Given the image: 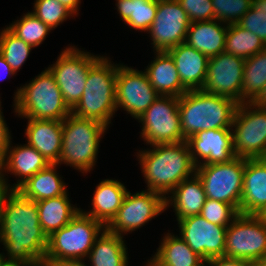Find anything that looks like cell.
<instances>
[{"label":"cell","instance_id":"603a6c76","mask_svg":"<svg viewBox=\"0 0 266 266\" xmlns=\"http://www.w3.org/2000/svg\"><path fill=\"white\" fill-rule=\"evenodd\" d=\"M154 53V60L143 70L150 84L159 95L181 97L188 90L182 85L173 58L167 51Z\"/></svg>","mask_w":266,"mask_h":266},{"label":"cell","instance_id":"c3c4849f","mask_svg":"<svg viewBox=\"0 0 266 266\" xmlns=\"http://www.w3.org/2000/svg\"><path fill=\"white\" fill-rule=\"evenodd\" d=\"M8 190L9 189L7 188V186L3 182L0 181V219H1L2 203Z\"/></svg>","mask_w":266,"mask_h":266},{"label":"cell","instance_id":"3957f363","mask_svg":"<svg viewBox=\"0 0 266 266\" xmlns=\"http://www.w3.org/2000/svg\"><path fill=\"white\" fill-rule=\"evenodd\" d=\"M238 103L224 96L188 90L179 97L181 130L185 140L200 131L231 129Z\"/></svg>","mask_w":266,"mask_h":266},{"label":"cell","instance_id":"4316f807","mask_svg":"<svg viewBox=\"0 0 266 266\" xmlns=\"http://www.w3.org/2000/svg\"><path fill=\"white\" fill-rule=\"evenodd\" d=\"M164 234L158 249L145 266H199L204 262L180 236L170 232Z\"/></svg>","mask_w":266,"mask_h":266},{"label":"cell","instance_id":"4dcf8cb0","mask_svg":"<svg viewBox=\"0 0 266 266\" xmlns=\"http://www.w3.org/2000/svg\"><path fill=\"white\" fill-rule=\"evenodd\" d=\"M115 5L124 24L147 32L156 16L158 0H116Z\"/></svg>","mask_w":266,"mask_h":266},{"label":"cell","instance_id":"7bdbcfd3","mask_svg":"<svg viewBox=\"0 0 266 266\" xmlns=\"http://www.w3.org/2000/svg\"><path fill=\"white\" fill-rule=\"evenodd\" d=\"M16 73L10 67V65L5 61L4 57L0 54V81L4 80L7 76L8 78L15 76ZM3 76H5L3 78Z\"/></svg>","mask_w":266,"mask_h":266},{"label":"cell","instance_id":"cb8c5ba5","mask_svg":"<svg viewBox=\"0 0 266 266\" xmlns=\"http://www.w3.org/2000/svg\"><path fill=\"white\" fill-rule=\"evenodd\" d=\"M206 199L203 183L195 173L192 177L183 180L168 194L165 198V205L166 209L174 207L173 212L178 221L188 216L200 215Z\"/></svg>","mask_w":266,"mask_h":266},{"label":"cell","instance_id":"11a10c76","mask_svg":"<svg viewBox=\"0 0 266 266\" xmlns=\"http://www.w3.org/2000/svg\"><path fill=\"white\" fill-rule=\"evenodd\" d=\"M266 165V156L259 158Z\"/></svg>","mask_w":266,"mask_h":266},{"label":"cell","instance_id":"ac0fdd59","mask_svg":"<svg viewBox=\"0 0 266 266\" xmlns=\"http://www.w3.org/2000/svg\"><path fill=\"white\" fill-rule=\"evenodd\" d=\"M194 165L230 162L235 158L231 129L200 131L186 140ZM202 159V160H201Z\"/></svg>","mask_w":266,"mask_h":266},{"label":"cell","instance_id":"4fadbf2b","mask_svg":"<svg viewBox=\"0 0 266 266\" xmlns=\"http://www.w3.org/2000/svg\"><path fill=\"white\" fill-rule=\"evenodd\" d=\"M164 211L166 205L162 194L147 189L135 194L128 191L116 215L106 225V230L124 237L145 226Z\"/></svg>","mask_w":266,"mask_h":266},{"label":"cell","instance_id":"6f0895ef","mask_svg":"<svg viewBox=\"0 0 266 266\" xmlns=\"http://www.w3.org/2000/svg\"><path fill=\"white\" fill-rule=\"evenodd\" d=\"M1 103H2V102H1V99H0V112H2V109H1V108H2V107H1Z\"/></svg>","mask_w":266,"mask_h":266},{"label":"cell","instance_id":"8d00e7d4","mask_svg":"<svg viewBox=\"0 0 266 266\" xmlns=\"http://www.w3.org/2000/svg\"><path fill=\"white\" fill-rule=\"evenodd\" d=\"M214 19L224 24H237L252 7L253 0H211Z\"/></svg>","mask_w":266,"mask_h":266},{"label":"cell","instance_id":"7dc6e473","mask_svg":"<svg viewBox=\"0 0 266 266\" xmlns=\"http://www.w3.org/2000/svg\"><path fill=\"white\" fill-rule=\"evenodd\" d=\"M253 103L258 106L266 107V83L262 93Z\"/></svg>","mask_w":266,"mask_h":266},{"label":"cell","instance_id":"681fc988","mask_svg":"<svg viewBox=\"0 0 266 266\" xmlns=\"http://www.w3.org/2000/svg\"><path fill=\"white\" fill-rule=\"evenodd\" d=\"M253 6L259 10L266 13V0H253Z\"/></svg>","mask_w":266,"mask_h":266},{"label":"cell","instance_id":"30bf717a","mask_svg":"<svg viewBox=\"0 0 266 266\" xmlns=\"http://www.w3.org/2000/svg\"><path fill=\"white\" fill-rule=\"evenodd\" d=\"M137 120L142 125L140 136L148 146L186 141L181 130L179 97L160 95Z\"/></svg>","mask_w":266,"mask_h":266},{"label":"cell","instance_id":"816d5d0a","mask_svg":"<svg viewBox=\"0 0 266 266\" xmlns=\"http://www.w3.org/2000/svg\"><path fill=\"white\" fill-rule=\"evenodd\" d=\"M259 216L266 223V208L259 214Z\"/></svg>","mask_w":266,"mask_h":266},{"label":"cell","instance_id":"8992f818","mask_svg":"<svg viewBox=\"0 0 266 266\" xmlns=\"http://www.w3.org/2000/svg\"><path fill=\"white\" fill-rule=\"evenodd\" d=\"M14 112L18 117L63 121L71 109L48 68L14 94Z\"/></svg>","mask_w":266,"mask_h":266},{"label":"cell","instance_id":"e0dca14e","mask_svg":"<svg viewBox=\"0 0 266 266\" xmlns=\"http://www.w3.org/2000/svg\"><path fill=\"white\" fill-rule=\"evenodd\" d=\"M244 62L245 59L226 52L210 57L202 90L241 104Z\"/></svg>","mask_w":266,"mask_h":266},{"label":"cell","instance_id":"f5cc1de1","mask_svg":"<svg viewBox=\"0 0 266 266\" xmlns=\"http://www.w3.org/2000/svg\"><path fill=\"white\" fill-rule=\"evenodd\" d=\"M199 266H211V263L209 261H204Z\"/></svg>","mask_w":266,"mask_h":266},{"label":"cell","instance_id":"60d3db41","mask_svg":"<svg viewBox=\"0 0 266 266\" xmlns=\"http://www.w3.org/2000/svg\"><path fill=\"white\" fill-rule=\"evenodd\" d=\"M3 116V112H0V166L2 165L6 151L11 142V133Z\"/></svg>","mask_w":266,"mask_h":266},{"label":"cell","instance_id":"7a4b0ae2","mask_svg":"<svg viewBox=\"0 0 266 266\" xmlns=\"http://www.w3.org/2000/svg\"><path fill=\"white\" fill-rule=\"evenodd\" d=\"M150 148L137 152L141 173L147 190L158 192L166 198L183 180L196 173V166L186 141L150 145Z\"/></svg>","mask_w":266,"mask_h":266},{"label":"cell","instance_id":"2e32d148","mask_svg":"<svg viewBox=\"0 0 266 266\" xmlns=\"http://www.w3.org/2000/svg\"><path fill=\"white\" fill-rule=\"evenodd\" d=\"M179 236L204 261L224 256L227 226L216 225L201 215L177 221Z\"/></svg>","mask_w":266,"mask_h":266},{"label":"cell","instance_id":"ffe728a7","mask_svg":"<svg viewBox=\"0 0 266 266\" xmlns=\"http://www.w3.org/2000/svg\"><path fill=\"white\" fill-rule=\"evenodd\" d=\"M27 144L34 147L50 164H57L62 147L63 121L27 119Z\"/></svg>","mask_w":266,"mask_h":266},{"label":"cell","instance_id":"f907efd6","mask_svg":"<svg viewBox=\"0 0 266 266\" xmlns=\"http://www.w3.org/2000/svg\"><path fill=\"white\" fill-rule=\"evenodd\" d=\"M255 265L256 266H266V255L263 256Z\"/></svg>","mask_w":266,"mask_h":266},{"label":"cell","instance_id":"f1b7e54d","mask_svg":"<svg viewBox=\"0 0 266 266\" xmlns=\"http://www.w3.org/2000/svg\"><path fill=\"white\" fill-rule=\"evenodd\" d=\"M39 223L43 232L49 237L54 231L66 226L70 220L81 211V208L71 204L69 193L36 202Z\"/></svg>","mask_w":266,"mask_h":266},{"label":"cell","instance_id":"836d02e7","mask_svg":"<svg viewBox=\"0 0 266 266\" xmlns=\"http://www.w3.org/2000/svg\"><path fill=\"white\" fill-rule=\"evenodd\" d=\"M14 35L32 46L38 47L52 30L31 12H26L22 17L6 26Z\"/></svg>","mask_w":266,"mask_h":266},{"label":"cell","instance_id":"d6986e66","mask_svg":"<svg viewBox=\"0 0 266 266\" xmlns=\"http://www.w3.org/2000/svg\"><path fill=\"white\" fill-rule=\"evenodd\" d=\"M16 145L13 146L12 141L10 142L4 161L0 166V181L9 190H17L29 178L50 164L41 153L27 143ZM6 173H11V175L16 176V179L18 177L17 183L9 184Z\"/></svg>","mask_w":266,"mask_h":266},{"label":"cell","instance_id":"e575fe53","mask_svg":"<svg viewBox=\"0 0 266 266\" xmlns=\"http://www.w3.org/2000/svg\"><path fill=\"white\" fill-rule=\"evenodd\" d=\"M33 47L14 35L7 27L0 32V54L17 73L27 61Z\"/></svg>","mask_w":266,"mask_h":266},{"label":"cell","instance_id":"1f68e13d","mask_svg":"<svg viewBox=\"0 0 266 266\" xmlns=\"http://www.w3.org/2000/svg\"><path fill=\"white\" fill-rule=\"evenodd\" d=\"M266 83V49L245 59L241 103H253Z\"/></svg>","mask_w":266,"mask_h":266},{"label":"cell","instance_id":"5bb4252c","mask_svg":"<svg viewBox=\"0 0 266 266\" xmlns=\"http://www.w3.org/2000/svg\"><path fill=\"white\" fill-rule=\"evenodd\" d=\"M160 95L144 71L120 64L116 75V108L138 119Z\"/></svg>","mask_w":266,"mask_h":266},{"label":"cell","instance_id":"8fae6325","mask_svg":"<svg viewBox=\"0 0 266 266\" xmlns=\"http://www.w3.org/2000/svg\"><path fill=\"white\" fill-rule=\"evenodd\" d=\"M245 163L246 158L236 156L230 162L197 166L206 197L228 203L239 212Z\"/></svg>","mask_w":266,"mask_h":266},{"label":"cell","instance_id":"44dd1931","mask_svg":"<svg viewBox=\"0 0 266 266\" xmlns=\"http://www.w3.org/2000/svg\"><path fill=\"white\" fill-rule=\"evenodd\" d=\"M266 208V165L259 159H247L239 213L259 215Z\"/></svg>","mask_w":266,"mask_h":266},{"label":"cell","instance_id":"9c48e42d","mask_svg":"<svg viewBox=\"0 0 266 266\" xmlns=\"http://www.w3.org/2000/svg\"><path fill=\"white\" fill-rule=\"evenodd\" d=\"M64 48L56 62L47 68L53 74L65 103L72 109L83 95L90 67L101 55L81 51L75 45Z\"/></svg>","mask_w":266,"mask_h":266},{"label":"cell","instance_id":"db71d44e","mask_svg":"<svg viewBox=\"0 0 266 266\" xmlns=\"http://www.w3.org/2000/svg\"><path fill=\"white\" fill-rule=\"evenodd\" d=\"M3 260H4V257H3V252H2V253H0V266H1L2 262H3Z\"/></svg>","mask_w":266,"mask_h":266},{"label":"cell","instance_id":"b9f144b4","mask_svg":"<svg viewBox=\"0 0 266 266\" xmlns=\"http://www.w3.org/2000/svg\"><path fill=\"white\" fill-rule=\"evenodd\" d=\"M211 266H256L251 260L233 259L228 257H218L210 259Z\"/></svg>","mask_w":266,"mask_h":266},{"label":"cell","instance_id":"5b68a950","mask_svg":"<svg viewBox=\"0 0 266 266\" xmlns=\"http://www.w3.org/2000/svg\"><path fill=\"white\" fill-rule=\"evenodd\" d=\"M109 127L102 122L70 113L63 120L62 147L57 164L73 167L87 174L93 170L101 139Z\"/></svg>","mask_w":266,"mask_h":266},{"label":"cell","instance_id":"9a60e30c","mask_svg":"<svg viewBox=\"0 0 266 266\" xmlns=\"http://www.w3.org/2000/svg\"><path fill=\"white\" fill-rule=\"evenodd\" d=\"M190 20L177 0H158L152 25L146 33L153 51H168L186 41Z\"/></svg>","mask_w":266,"mask_h":266},{"label":"cell","instance_id":"ab89813d","mask_svg":"<svg viewBox=\"0 0 266 266\" xmlns=\"http://www.w3.org/2000/svg\"><path fill=\"white\" fill-rule=\"evenodd\" d=\"M237 24L256 34L266 44V13L257 10L252 5Z\"/></svg>","mask_w":266,"mask_h":266},{"label":"cell","instance_id":"484cf974","mask_svg":"<svg viewBox=\"0 0 266 266\" xmlns=\"http://www.w3.org/2000/svg\"><path fill=\"white\" fill-rule=\"evenodd\" d=\"M227 30L228 25L216 19L191 22L185 42L210 58L224 52Z\"/></svg>","mask_w":266,"mask_h":266},{"label":"cell","instance_id":"d6a6232c","mask_svg":"<svg viewBox=\"0 0 266 266\" xmlns=\"http://www.w3.org/2000/svg\"><path fill=\"white\" fill-rule=\"evenodd\" d=\"M266 49V44L254 33L238 24L228 25L224 52L247 59Z\"/></svg>","mask_w":266,"mask_h":266},{"label":"cell","instance_id":"7c38bea8","mask_svg":"<svg viewBox=\"0 0 266 266\" xmlns=\"http://www.w3.org/2000/svg\"><path fill=\"white\" fill-rule=\"evenodd\" d=\"M266 255V223L259 215L239 213L227 227L224 257L251 260Z\"/></svg>","mask_w":266,"mask_h":266},{"label":"cell","instance_id":"f35d334b","mask_svg":"<svg viewBox=\"0 0 266 266\" xmlns=\"http://www.w3.org/2000/svg\"><path fill=\"white\" fill-rule=\"evenodd\" d=\"M187 13L190 22L214 20L211 0H177Z\"/></svg>","mask_w":266,"mask_h":266},{"label":"cell","instance_id":"52a82bcc","mask_svg":"<svg viewBox=\"0 0 266 266\" xmlns=\"http://www.w3.org/2000/svg\"><path fill=\"white\" fill-rule=\"evenodd\" d=\"M105 229L102 222L80 211L66 226L48 237L44 263L52 265L67 260H86L94 242Z\"/></svg>","mask_w":266,"mask_h":266},{"label":"cell","instance_id":"bcb514c9","mask_svg":"<svg viewBox=\"0 0 266 266\" xmlns=\"http://www.w3.org/2000/svg\"><path fill=\"white\" fill-rule=\"evenodd\" d=\"M1 266H32L25 261L3 260Z\"/></svg>","mask_w":266,"mask_h":266},{"label":"cell","instance_id":"74e56055","mask_svg":"<svg viewBox=\"0 0 266 266\" xmlns=\"http://www.w3.org/2000/svg\"><path fill=\"white\" fill-rule=\"evenodd\" d=\"M238 214L239 212L232 205L208 198L200 213L210 223L227 227Z\"/></svg>","mask_w":266,"mask_h":266},{"label":"cell","instance_id":"6da1fadb","mask_svg":"<svg viewBox=\"0 0 266 266\" xmlns=\"http://www.w3.org/2000/svg\"><path fill=\"white\" fill-rule=\"evenodd\" d=\"M0 243L5 260L44 263L48 237L39 223L38 207L18 190H8L1 207Z\"/></svg>","mask_w":266,"mask_h":266},{"label":"cell","instance_id":"9f6ffc18","mask_svg":"<svg viewBox=\"0 0 266 266\" xmlns=\"http://www.w3.org/2000/svg\"><path fill=\"white\" fill-rule=\"evenodd\" d=\"M36 266H52V265H48V264H45V263H39Z\"/></svg>","mask_w":266,"mask_h":266},{"label":"cell","instance_id":"ba28073f","mask_svg":"<svg viewBox=\"0 0 266 266\" xmlns=\"http://www.w3.org/2000/svg\"><path fill=\"white\" fill-rule=\"evenodd\" d=\"M231 132L235 156L247 159L266 156V107L238 104Z\"/></svg>","mask_w":266,"mask_h":266},{"label":"cell","instance_id":"277c9868","mask_svg":"<svg viewBox=\"0 0 266 266\" xmlns=\"http://www.w3.org/2000/svg\"><path fill=\"white\" fill-rule=\"evenodd\" d=\"M119 64L101 56L89 69L83 95L71 109L81 118L95 119L109 127L116 108V75Z\"/></svg>","mask_w":266,"mask_h":266},{"label":"cell","instance_id":"d590c367","mask_svg":"<svg viewBox=\"0 0 266 266\" xmlns=\"http://www.w3.org/2000/svg\"><path fill=\"white\" fill-rule=\"evenodd\" d=\"M33 13L52 30L75 15L58 0H35Z\"/></svg>","mask_w":266,"mask_h":266},{"label":"cell","instance_id":"d4e9b609","mask_svg":"<svg viewBox=\"0 0 266 266\" xmlns=\"http://www.w3.org/2000/svg\"><path fill=\"white\" fill-rule=\"evenodd\" d=\"M127 192L126 186L120 181L104 179L95 188L90 211H81L106 226L116 215Z\"/></svg>","mask_w":266,"mask_h":266},{"label":"cell","instance_id":"ee69618b","mask_svg":"<svg viewBox=\"0 0 266 266\" xmlns=\"http://www.w3.org/2000/svg\"><path fill=\"white\" fill-rule=\"evenodd\" d=\"M62 5H64L67 9H69L75 16L79 13V5L81 4V0H58Z\"/></svg>","mask_w":266,"mask_h":266},{"label":"cell","instance_id":"f6af8a7d","mask_svg":"<svg viewBox=\"0 0 266 266\" xmlns=\"http://www.w3.org/2000/svg\"><path fill=\"white\" fill-rule=\"evenodd\" d=\"M86 260L85 259H79V260H67V261H62V262H57L52 264V266H89L85 264Z\"/></svg>","mask_w":266,"mask_h":266},{"label":"cell","instance_id":"83f0119b","mask_svg":"<svg viewBox=\"0 0 266 266\" xmlns=\"http://www.w3.org/2000/svg\"><path fill=\"white\" fill-rule=\"evenodd\" d=\"M59 164H49L23 183L17 190L25 197L35 202L50 199L68 192L63 177L57 173Z\"/></svg>","mask_w":266,"mask_h":266},{"label":"cell","instance_id":"7402d4cb","mask_svg":"<svg viewBox=\"0 0 266 266\" xmlns=\"http://www.w3.org/2000/svg\"><path fill=\"white\" fill-rule=\"evenodd\" d=\"M174 60L182 85L187 90H199L204 86L208 57L186 42L167 51Z\"/></svg>","mask_w":266,"mask_h":266},{"label":"cell","instance_id":"f546056e","mask_svg":"<svg viewBox=\"0 0 266 266\" xmlns=\"http://www.w3.org/2000/svg\"><path fill=\"white\" fill-rule=\"evenodd\" d=\"M123 238L105 229L87 256L89 266H128V248Z\"/></svg>","mask_w":266,"mask_h":266}]
</instances>
